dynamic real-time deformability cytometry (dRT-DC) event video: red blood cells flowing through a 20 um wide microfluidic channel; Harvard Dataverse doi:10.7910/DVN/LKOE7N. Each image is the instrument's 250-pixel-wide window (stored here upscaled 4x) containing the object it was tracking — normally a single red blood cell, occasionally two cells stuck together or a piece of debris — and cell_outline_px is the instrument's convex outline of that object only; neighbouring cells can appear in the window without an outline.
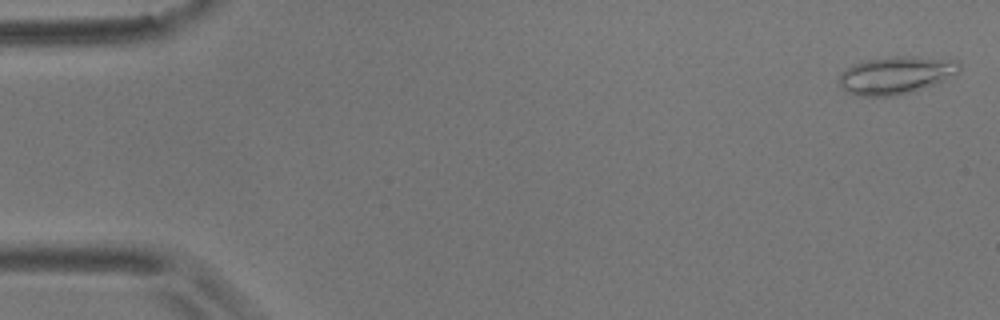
{"species": "common noctule bat (a hibernating species)", "species_latin": "Nyctalus noctula", "temperature_condition": "room temperature", "stored_images_in_passage": 56, "camera_frame_rate_fps": 3000, "um_per_image_px": 0.085, "animal": {"sex": "male", "body_mass_g": 17.9}, "frame": {"image": 1, "passage_image": 2, "time_ms": 0.333, "image_size_px": [1000, 320], "cell_outline_px": [[960, 72], [944, 80], [908, 92], [888, 96], [856, 96], [840, 88], [840, 72], [852, 64], [864, 60], [892, 56], [916, 56], [956, 60], [960, 64]], "centroid_in_image_um": [76.12, 6.37], "position_along_channel_um": 8.9, "area_um2": 26.3}}
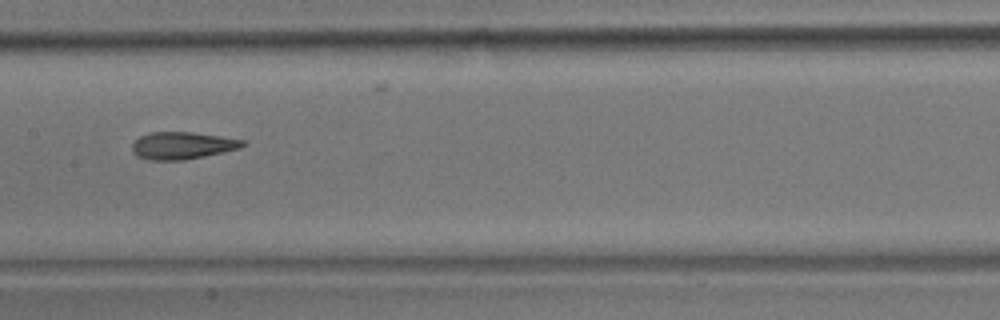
{"frame": {"image": 2, "passage_image": 28, "time_ms": 9.0, "image_size_px": [1000, 320], "cell_outline_px": [[248, 144], [240, 148], [204, 156], [184, 160], [148, 160], [136, 156], [132, 152], [132, 144], [140, 136], [152, 132], [192, 132], [248, 140]], "centroid_in_image_um": [15.52, 12.37], "position_along_channel_um": 191.9, "area_um2": 17.69}}
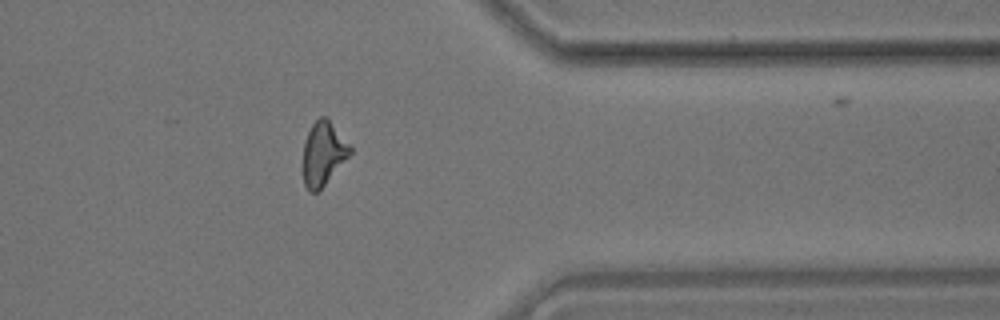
{"frame": {"image": 3, "passage_image": 45, "time_ms": 14.667, "image_size_px": [1000, 320], "cell_outline_px": [[352, 152], [324, 184], [316, 192], [308, 192], [304, 184], [304, 140], [312, 124], [320, 116], [324, 116], [328, 120], [352, 148]], "centroid_in_image_um": [27.45, 13.05], "position_along_channel_um": 383.9, "area_um2": 16.82}, "authors_computed_cell_mechanics": {"area_um2": 17.8024, "velocity_mm_per_s": 3.6121, "shape_relaxation_time_tau1_ms": 10.2412, "shape_relaxation_time_tau2_ms": 2.9112, "deformation_change_tau1": 0.2493, "deformation_change_tau2": 0.1195}}